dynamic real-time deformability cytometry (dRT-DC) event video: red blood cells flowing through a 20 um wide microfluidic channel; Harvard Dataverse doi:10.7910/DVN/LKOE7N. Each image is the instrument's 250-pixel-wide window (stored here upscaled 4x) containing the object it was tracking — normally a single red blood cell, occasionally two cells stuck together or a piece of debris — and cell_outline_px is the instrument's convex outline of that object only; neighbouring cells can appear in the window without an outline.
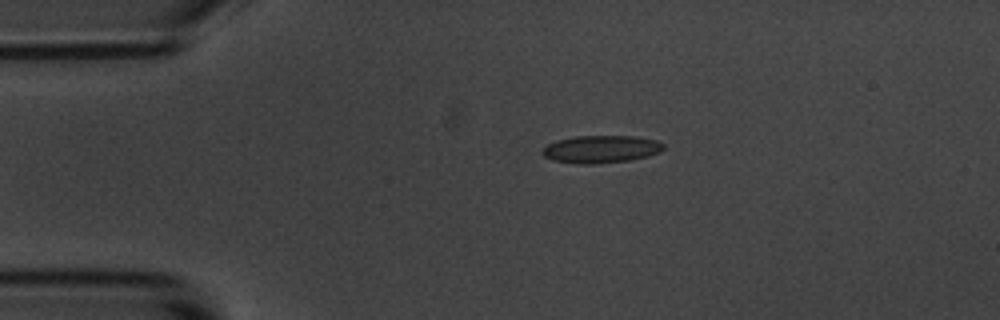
{"species": "common noctule bat (a hibernating species)", "species_latin": "Nyctalus noctula", "temperature_condition": "room temperature", "stored_images_in_passage": 12, "camera_frame_rate_fps": 3000, "um_per_image_px": 0.085, "animal": {"sex": "male", "body_mass_g": 20.1, "forearm_length_mm": 53.5}, "frame": {"image": 1, "passage_image": 1, "time_ms": 0.0, "image_size_px": [1000, 320], "cell_outline_px": [[664, 148], [660, 152], [648, 156], [628, 160], [592, 164], [576, 164], [552, 160], [544, 156], [540, 152], [548, 144], [556, 140], [576, 136], [636, 136], [656, 140], [664, 144]], "centroid_in_image_um": [51.07, 12.68], "position_along_channel_um": 33.9, "area_um2": 19.48}}
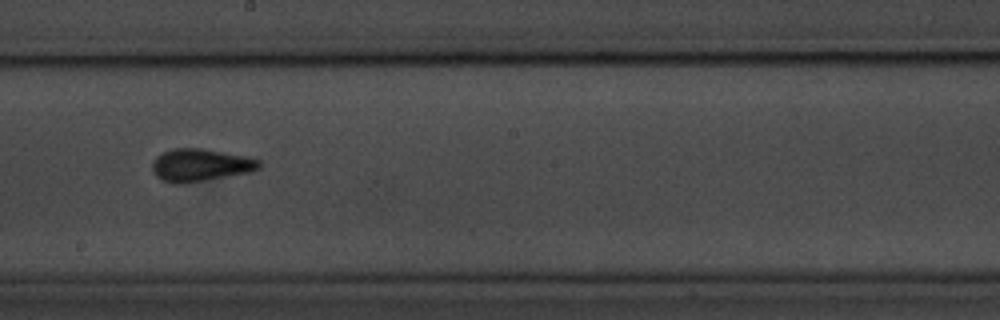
{"frame": {"image": 2, "passage_image": 6, "time_ms": 6.667, "image_size_px": [1000, 320], "cell_outline_px": [[260, 168], [248, 172], [184, 184], [172, 184], [160, 180], [152, 172], [152, 160], [156, 156], [172, 148], [204, 148], [244, 156], [260, 160]], "centroid_in_image_um": [16.96, 14.04], "position_along_channel_um": 231.2, "area_um2": 20.4}}
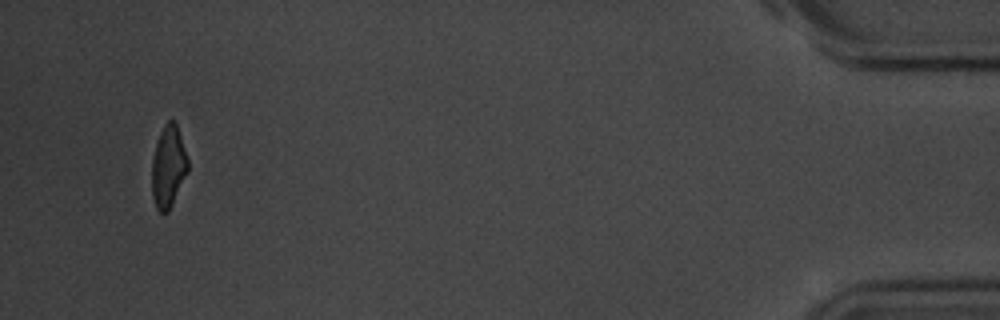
{"frame": {"image": 3, "passage_image": 12, "time_ms": 14.333, "image_size_px": [1000, 320], "cell_outline_px": [[188, 172], [168, 212], [160, 212], [156, 208], [152, 196], [152, 160], [156, 144], [160, 132], [164, 124], [168, 120], [176, 120], [188, 160]], "centroid_in_image_um": [14.31, 14.14], "position_along_channel_um": 420.9, "area_um2": 17.22}, "authors_computed_cell_mechanics": {"area_um2": 18.9584, "velocity_mm_per_s": 3.502, "shape_relaxation_time_tau1_ms": 2.8126, "shape_relaxation_time_tau2_ms": null, "deformation_change_tau1": 0.0889, "deformation_change_tau2": null}}